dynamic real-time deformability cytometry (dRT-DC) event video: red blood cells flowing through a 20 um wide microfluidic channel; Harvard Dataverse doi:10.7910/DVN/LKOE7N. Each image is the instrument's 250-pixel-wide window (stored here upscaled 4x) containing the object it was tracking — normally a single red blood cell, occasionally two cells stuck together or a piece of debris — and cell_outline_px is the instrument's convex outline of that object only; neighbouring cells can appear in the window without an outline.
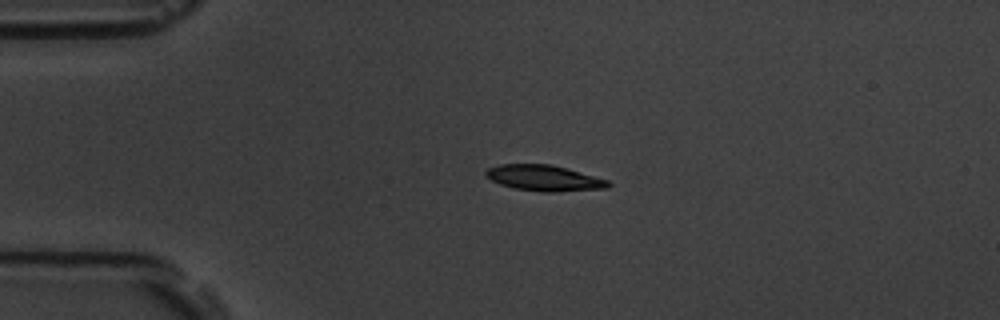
{"species": "common noctule bat (a hibernating species)", "species_latin": "Nyctalus noctula", "temperature_condition": "room temperature", "stored_images_in_passage": 5, "camera_frame_rate_fps": 3000, "um_per_image_px": 0.085, "animal": {"sex": "male", "body_mass_g": 19.5, "forearm_length_mm": 54.6}, "frame": {"image": 1, "passage_image": 4, "time_ms": 3.333, "image_size_px": [1000, 320], "cell_outline_px": [[612, 184], [608, 188], [556, 192], [540, 192], [512, 188], [500, 184], [484, 176], [484, 172], [488, 168], [500, 164], [552, 164], [608, 180]], "centroid_in_image_um": [46.23, 15.14], "position_along_channel_um": 38.8, "area_um2": 18.55}}